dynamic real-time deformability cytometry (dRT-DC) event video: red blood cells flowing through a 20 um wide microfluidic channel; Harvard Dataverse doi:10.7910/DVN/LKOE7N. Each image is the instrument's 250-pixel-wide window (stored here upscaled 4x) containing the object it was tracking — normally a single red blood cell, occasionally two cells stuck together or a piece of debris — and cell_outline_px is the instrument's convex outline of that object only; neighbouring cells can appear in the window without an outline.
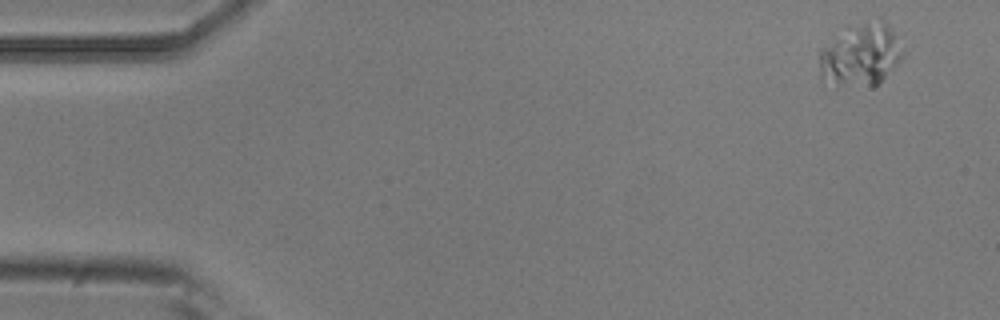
{"species": "common noctule bat (a hibernating species)", "species_latin": "Nyctalus noctula", "temperature_condition": "room temperature", "stored_images_in_passage": 3, "camera_frame_rate_fps": 3000, "um_per_image_px": 0.085, "animal": {"sex": "male", "body_mass_g": 20.5, "forearm_length_mm": 52.5}, "frame": {"image": 1, "passage_image": 1, "time_ms": 0.0, "image_size_px": [1000, 320], "cell_outline_px": [[904, 56], [872, 88], [820, 84], [820, 48], [856, 28], [864, 24], [888, 24], [904, 52]], "centroid_in_image_um": [73.11, 4.83], "position_along_channel_um": 11.9, "area_um2": 29.02}}